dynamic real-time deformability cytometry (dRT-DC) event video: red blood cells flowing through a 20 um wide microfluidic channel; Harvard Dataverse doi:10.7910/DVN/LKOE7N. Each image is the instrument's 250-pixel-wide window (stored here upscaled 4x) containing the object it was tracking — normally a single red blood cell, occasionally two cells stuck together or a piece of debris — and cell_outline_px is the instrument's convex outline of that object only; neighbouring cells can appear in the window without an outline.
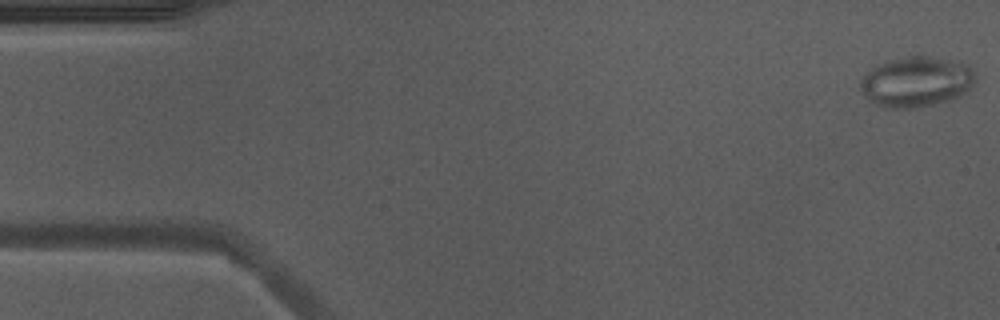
{"species": "Egyptian fruit bat (a non-hibernating species)", "species_latin": "Rousettus aegyptiacus", "temperature_condition": "warm", "stored_images_in_passage": 51, "camera_frame_rate_fps": 3000, "um_per_image_px": 0.085, "animal": {"sex": "male"}, "frame": {"image": 1, "passage_image": 1, "time_ms": 0.0, "image_size_px": [1000, 320], "cell_outline_px": [[976, 80], [968, 92], [960, 96], [948, 100], [916, 108], [884, 108], [868, 100], [860, 88], [860, 80], [876, 64], [888, 60], [916, 56], [924, 56], [964, 64], [976, 76]], "centroid_in_image_um": [77.85, 6.98], "position_along_channel_um": 7.2, "area_um2": 33.29}}
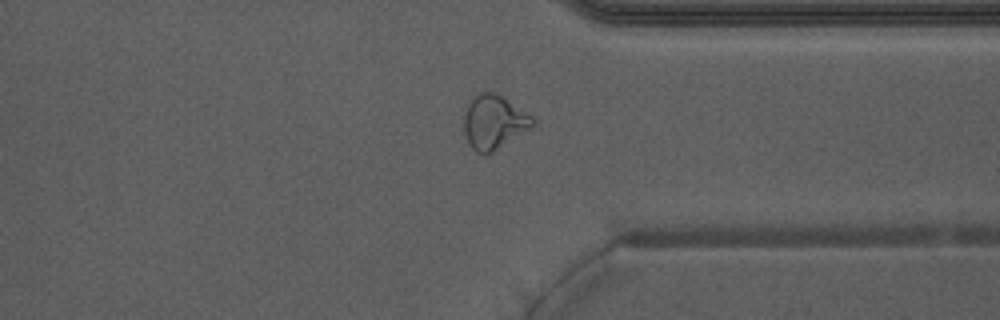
{"frame": {"image": 2, "passage_image": 39, "time_ms": 12.667, "image_size_px": [1000, 320], "cell_outline_px": [[536, 124], [532, 128], [492, 152], [484, 156], [476, 152], [468, 144], [464, 136], [464, 112], [468, 104], [476, 96], [484, 92], [496, 92], [532, 116], [536, 120]], "centroid_in_image_um": [41.98, 10.41], "position_along_channel_um": 369.4, "area_um2": 21.73}}
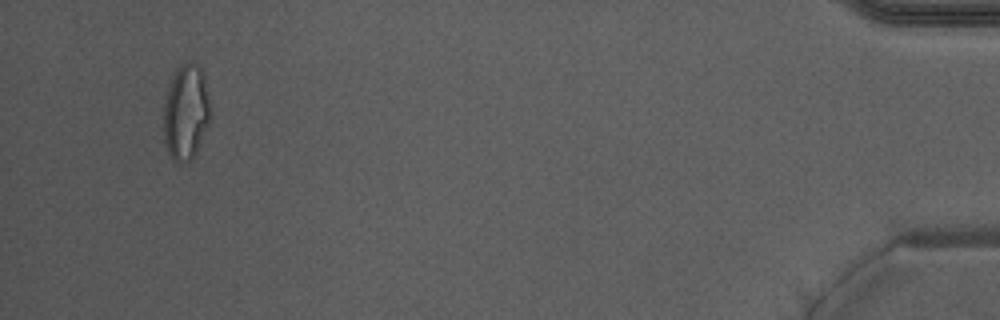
{"frame": {"image": 3, "passage_image": 49, "time_ms": 16.0, "image_size_px": [1000, 320], "cell_outline_px": [[208, 124], [196, 152], [192, 160], [180, 164], [168, 152], [164, 140], [164, 104], [168, 84], [172, 72], [180, 64], [188, 60], [192, 60], [204, 72], [208, 100]], "centroid_in_image_um": [15.77, 9.47], "position_along_channel_um": 419.4, "area_um2": 26.01}, "authors_computed_cell_mechanics": {"area_um2": 23.2934, "velocity_mm_per_s": 3.9503, "shape_relaxation_time_tau1_ms": null, "shape_relaxation_time_tau2_ms": 1.1113, "deformation_change_tau1": null, "deformation_change_tau2": 0.076}}